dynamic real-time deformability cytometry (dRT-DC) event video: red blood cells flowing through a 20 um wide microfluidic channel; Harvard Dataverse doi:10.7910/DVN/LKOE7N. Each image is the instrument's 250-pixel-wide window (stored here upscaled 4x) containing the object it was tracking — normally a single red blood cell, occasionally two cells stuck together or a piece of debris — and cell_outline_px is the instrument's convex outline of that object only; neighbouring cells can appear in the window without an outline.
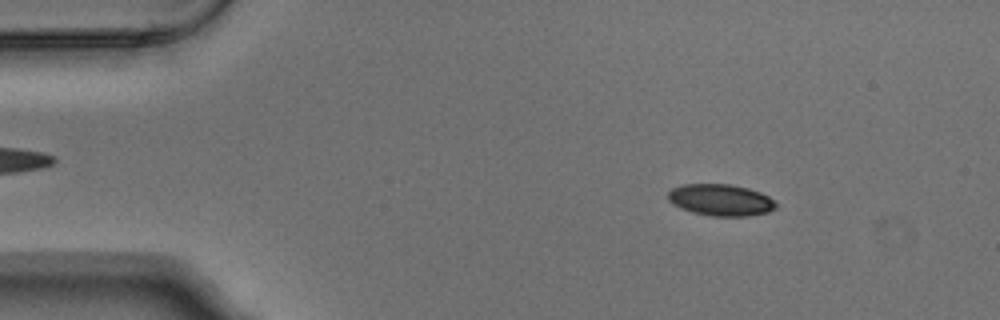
{"species": "Egyptian fruit bat (a non-hibernating species)", "species_latin": "Rousettus aegyptiacus", "temperature_condition": "warm", "stored_images_in_passage": 3, "camera_frame_rate_fps": 3000, "um_per_image_px": 0.085, "animal": {"sex": "male"}, "frame": {"image": 1, "passage_image": 1, "time_ms": 0.0, "image_size_px": [1000, 320], "cell_outline_px": [[776, 208], [768, 212], [748, 216], [712, 216], [692, 212], [680, 208], [672, 204], [668, 200], [668, 192], [672, 188], [684, 184], [732, 184], [748, 188], [760, 192], [768, 196], [776, 204]], "centroid_in_image_um": [61.24, 17.0], "position_along_channel_um": 23.8, "area_um2": 19.94}}